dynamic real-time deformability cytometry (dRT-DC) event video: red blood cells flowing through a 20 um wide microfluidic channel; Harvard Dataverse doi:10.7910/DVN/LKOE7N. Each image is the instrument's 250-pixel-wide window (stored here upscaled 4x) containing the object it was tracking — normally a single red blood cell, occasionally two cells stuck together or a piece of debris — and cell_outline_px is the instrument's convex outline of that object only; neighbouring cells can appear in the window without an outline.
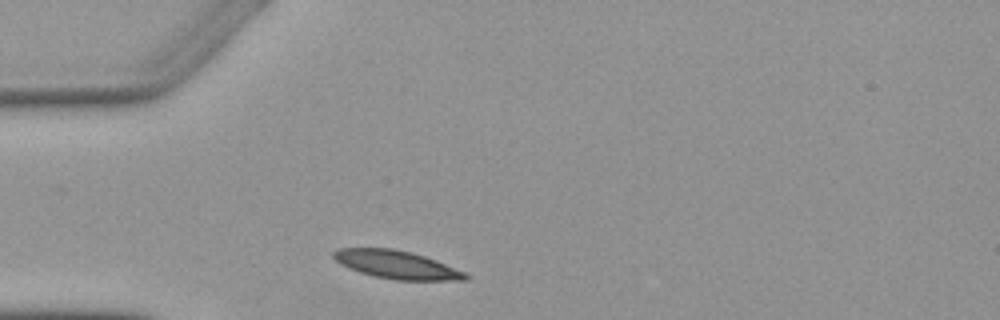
{"species": "Egyptian fruit bat (a non-hibernating species)", "species_latin": "Rousettus aegyptiacus", "temperature_condition": "warm", "stored_images_in_passage": 1, "camera_frame_rate_fps": 3000, "um_per_image_px": 0.085, "animal": {"sex": "female"}, "frame": {"image": 1, "passage_image": 1, "time_ms": 0.0, "image_size_px": [1000, 320], "cell_outline_px": [[468, 280], [396, 280], [376, 276], [360, 272], [348, 268], [340, 264], [332, 256], [332, 252], [340, 248], [392, 248], [412, 252], [436, 260], [464, 272], [468, 276]], "centroid_in_image_um": [33.68, 22.49], "position_along_channel_um": 51.3, "area_um2": 21.44}}